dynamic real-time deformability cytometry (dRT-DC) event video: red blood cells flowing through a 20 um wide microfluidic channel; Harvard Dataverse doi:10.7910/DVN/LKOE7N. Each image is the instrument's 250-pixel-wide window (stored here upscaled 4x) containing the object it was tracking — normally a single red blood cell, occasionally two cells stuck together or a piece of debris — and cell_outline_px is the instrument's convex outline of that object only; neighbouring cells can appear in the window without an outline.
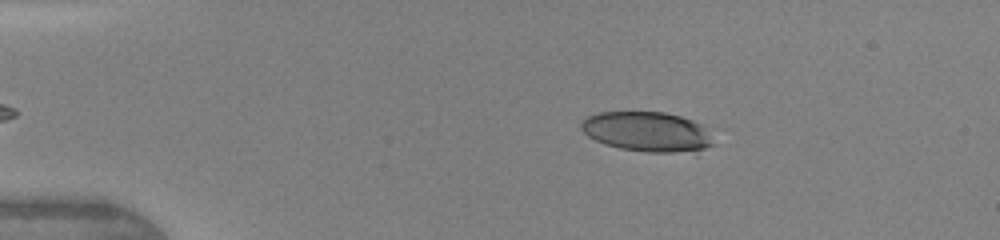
{"species": "human", "species_latin": "Homo sapiens", "temperature_condition": "warm", "stored_images_in_passage": 41, "camera_frame_rate_fps": 3000, "um_per_image_px": 0.085, "donor": {"sex": "female"}, "frame": {"image": 1, "passage_image": 4, "time_ms": 1.0, "image_size_px": [1000, 240], "cell_outline_px": [[716, 144], [696, 156], [648, 152], [620, 148], [604, 144], [588, 136], [580, 128], [580, 124], [588, 116], [596, 112], [664, 112], [680, 116], [692, 120], [700, 124]], "centroid_in_image_um": [55.11, 11.25], "position_along_channel_um": 29.9, "area_um2": 31.62}}
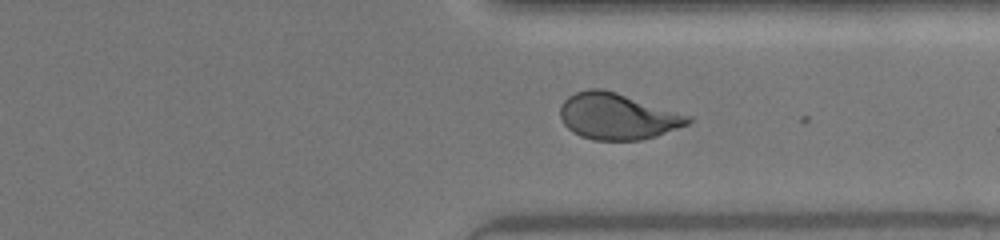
{"frame": {"image": 2, "passage_image": 31, "time_ms": 10.0, "image_size_px": [1000, 240], "cell_outline_px": [[692, 120], [688, 124], [656, 136], [640, 140], [592, 140], [580, 136], [572, 132], [564, 124], [560, 116], [560, 108], [564, 100], [568, 96], [576, 92], [588, 88], [600, 88], [616, 92], [692, 116]], "centroid_in_image_um": [52.46, 9.89], "position_along_channel_um": 358.9, "area_um2": 34.45}}
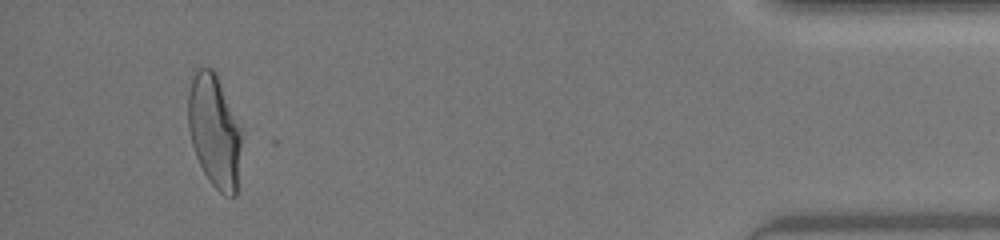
{"frame": {"image": 3, "passage_image": 39, "time_ms": 12.667, "image_size_px": [1000, 240], "cell_outline_px": [[244, 132], [236, 196], [224, 196], [208, 180], [196, 156], [192, 144], [188, 128], [188, 92], [196, 68], [212, 68], [216, 72], [244, 128]], "centroid_in_image_um": [18.28, 11.13], "position_along_channel_um": 416.9, "area_um2": 36.3}, "authors_computed_cell_mechanics": {"area_um2": 34.6222, "velocity_mm_per_s": 4.3847, "shape_relaxation_time_tau1_ms": 4.6298, "shape_relaxation_time_tau2_ms": 0.9163, "deformation_change_tau1": 0.1997, "deformation_change_tau2": 0.083}}